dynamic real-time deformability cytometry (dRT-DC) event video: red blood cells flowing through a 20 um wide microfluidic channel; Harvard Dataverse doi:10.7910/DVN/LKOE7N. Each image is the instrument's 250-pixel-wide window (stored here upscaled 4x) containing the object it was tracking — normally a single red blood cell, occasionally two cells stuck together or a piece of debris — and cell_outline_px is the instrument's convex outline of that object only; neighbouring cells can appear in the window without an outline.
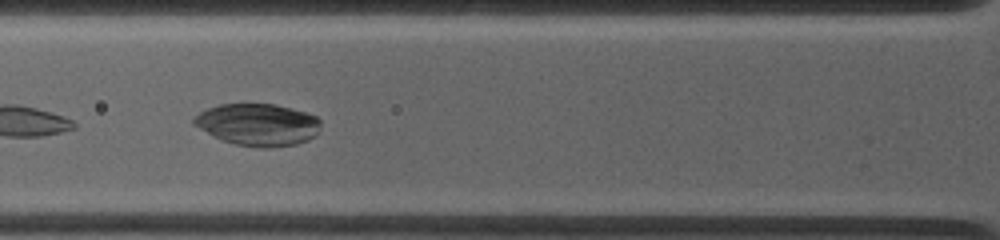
{"species": "common noctule bat (a hibernating species)", "species_latin": "Nyctalus noctula", "temperature_condition": "warm", "stored_images_in_passage": 28, "camera_frame_rate_fps": 4500, "um_per_image_px": 0.085, "animal": {"sex": "female", "body_mass_g": 19.0, "forearm_length_mm": 53.3}, "frame": {"image": 1, "passage_image": 5, "time_ms": 1.556, "image_size_px": [1000, 240], "cell_outline_px": [[320, 128], [316, 136], [308, 140], [296, 144], [272, 148], [260, 148], [236, 144], [212, 136], [192, 124], [192, 120], [200, 112], [208, 108], [220, 104], [276, 104], [304, 112], [316, 116], [320, 120]], "centroid_in_image_um": [21.93, 10.6], "position_along_channel_um": 103.9, "area_um2": 31.15}}
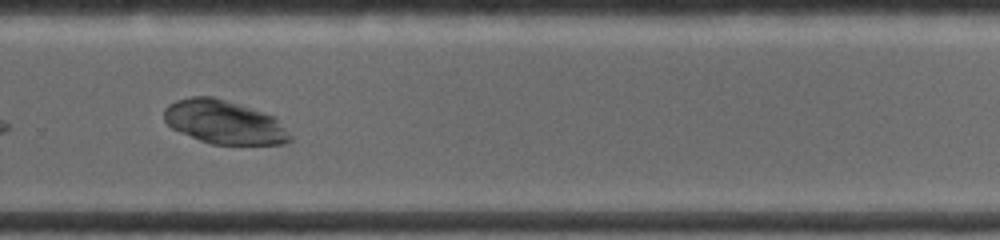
{"frame": {"image": 2, "passage_image": 20, "time_ms": 6.889, "image_size_px": [1000, 240], "cell_outline_px": [[292, 140], [284, 144], [212, 144], [200, 140], [180, 132], [172, 128], [164, 120], [164, 108], [168, 104], [176, 100], [192, 96], [212, 96], [276, 116], [292, 136]], "centroid_in_image_um": [19.07, 10.38], "position_along_channel_um": 310.7, "area_um2": 32.02}}